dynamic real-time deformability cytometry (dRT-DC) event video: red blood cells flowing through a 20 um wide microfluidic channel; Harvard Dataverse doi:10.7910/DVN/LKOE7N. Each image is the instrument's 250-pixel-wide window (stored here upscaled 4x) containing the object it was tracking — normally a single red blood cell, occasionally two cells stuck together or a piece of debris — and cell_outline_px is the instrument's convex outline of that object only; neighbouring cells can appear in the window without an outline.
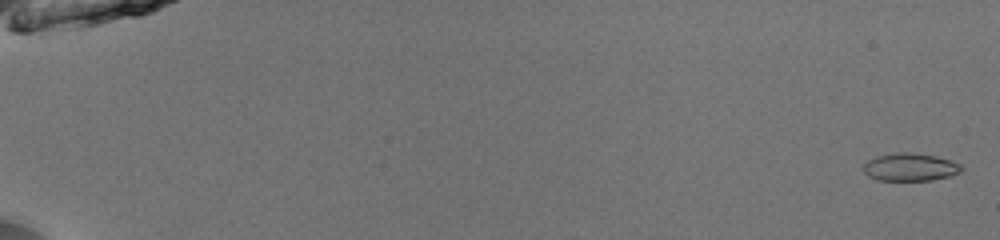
{"species": "common noctule bat (a hibernating species)", "species_latin": "Nyctalus noctula", "temperature_condition": "room temperature", "stored_images_in_passage": 54, "camera_frame_rate_fps": 3000, "um_per_image_px": 0.085, "animal": {"sex": "male", "body_mass_g": 13.0, "forearm_length_mm": 53.1}, "frame": {"image": 1, "passage_image": 2, "time_ms": 0.333, "image_size_px": [1000, 240], "cell_outline_px": [[964, 168], [960, 172], [948, 176], [932, 180], [876, 180], [868, 176], [864, 172], [864, 164], [868, 160], [876, 156], [896, 152], [912, 152], [936, 156], [952, 160], [960, 164]], "centroid_in_image_um": [77.37, 14.19], "position_along_channel_um": 7.6, "area_um2": 15.95}}
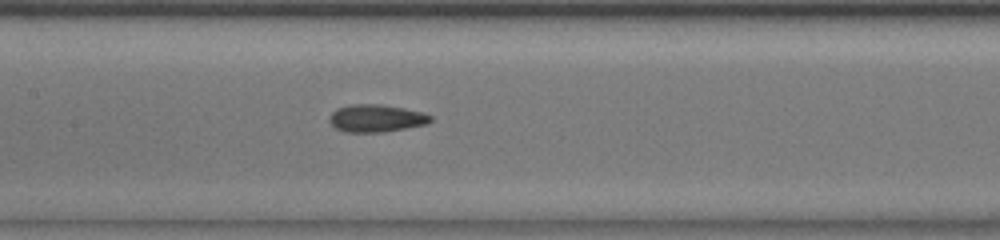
{"frame": {"image": 2, "passage_image": 29, "time_ms": 9.333, "image_size_px": [1000, 240], "cell_outline_px": [[432, 120], [428, 124], [384, 132], [344, 132], [336, 128], [328, 120], [328, 116], [336, 108], [352, 104], [380, 104], [404, 108], [424, 112], [432, 116]], "centroid_in_image_um": [31.98, 10.05], "position_along_channel_um": 175.4, "area_um2": 16.42}}
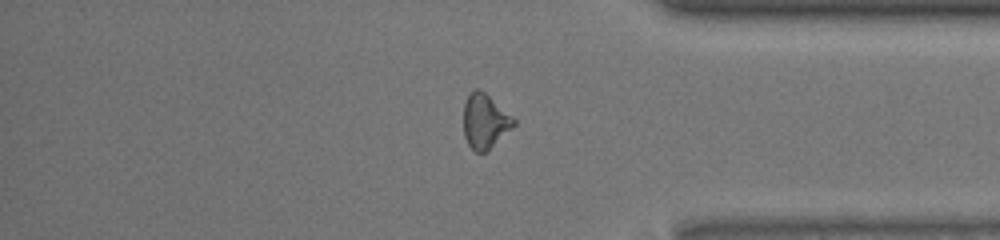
{"frame": {"image": 3, "passage_image": 46, "time_ms": 15.0, "image_size_px": [1000, 240], "cell_outline_px": [[516, 124], [512, 128], [484, 152], [476, 152], [468, 144], [464, 136], [464, 104], [468, 96], [476, 88], [480, 88], [512, 116], [516, 120]], "centroid_in_image_um": [41.21, 10.28], "position_along_channel_um": 394.0, "area_um2": 15.61}, "authors_computed_cell_mechanics": {"area_um2": 15.9528, "velocity_mm_per_s": 4.0084, "shape_relaxation_time_tau1_ms": 3.6345, "shape_relaxation_time_tau2_ms": 2.2237, "deformation_change_tau1": 0.1071, "deformation_change_tau2": 0.086}}